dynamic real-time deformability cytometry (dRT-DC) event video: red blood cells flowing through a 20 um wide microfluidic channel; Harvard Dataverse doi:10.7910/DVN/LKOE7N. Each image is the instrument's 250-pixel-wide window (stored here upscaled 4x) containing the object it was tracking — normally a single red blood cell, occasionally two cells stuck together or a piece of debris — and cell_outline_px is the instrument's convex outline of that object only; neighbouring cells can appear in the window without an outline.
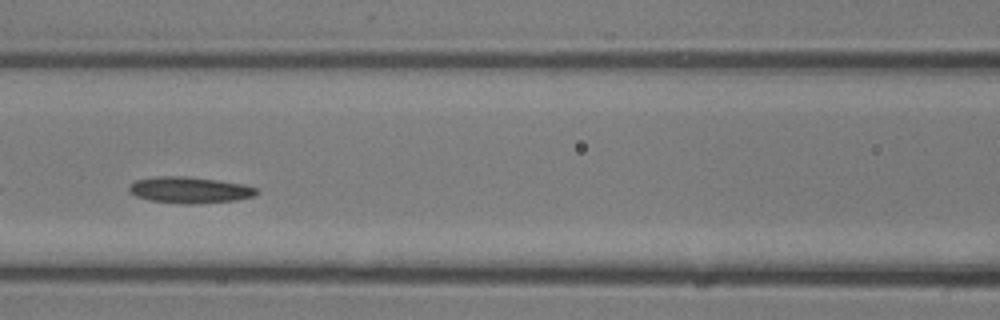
{"species": "common noctule bat (a hibernating species)", "species_latin": "Nyctalus noctula", "temperature_condition": "room temperature", "stored_images_in_passage": 29, "camera_frame_rate_fps": 3000, "um_per_image_px": 0.085, "animal": {"sex": "male", "body_mass_g": 13.3}, "frame": {"image": 1, "passage_image": 11, "time_ms": 3.333, "image_size_px": [1000, 320], "cell_outline_px": [[260, 192], [256, 196], [236, 200], [192, 204], [180, 204], [148, 200], [136, 196], [128, 192], [128, 184], [136, 180], [156, 176], [188, 176], [220, 180], [244, 184], [260, 188]], "centroid_in_image_um": [16.14, 16.14], "position_along_channel_um": 150.5, "area_um2": 20.06}}
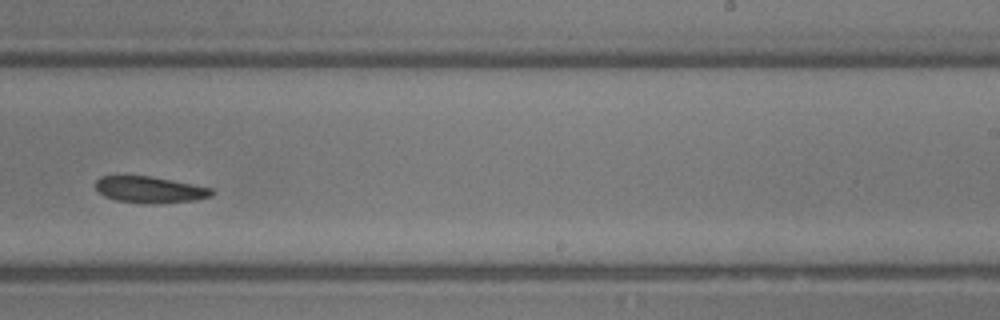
{"frame": {"image": 2, "passage_image": 17, "time_ms": 5.333, "image_size_px": [1000, 320], "cell_outline_px": [[212, 196], [196, 200], [156, 204], [144, 204], [116, 200], [104, 196], [96, 188], [96, 180], [100, 176], [152, 176], [212, 188]], "centroid_in_image_um": [12.74, 16.13], "position_along_channel_um": 276.3, "area_um2": 17.92}}
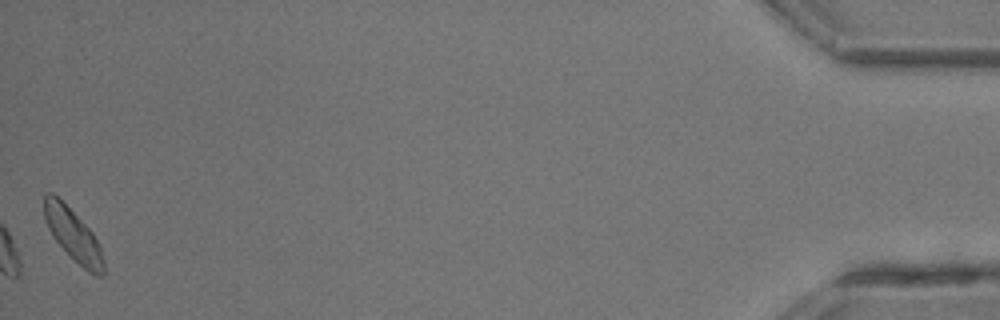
{"frame": {"image": 3, "passage_image": 29, "time_ms": 9.333, "image_size_px": [1000, 320], "cell_outline_px": [[104, 276], [96, 276], [88, 272], [52, 236], [44, 220], [44, 196], [48, 192], [52, 192], [92, 232], [100, 244], [104, 260]], "centroid_in_image_um": [6.24, 19.99], "position_along_channel_um": 429.0, "area_um2": 17.57}}